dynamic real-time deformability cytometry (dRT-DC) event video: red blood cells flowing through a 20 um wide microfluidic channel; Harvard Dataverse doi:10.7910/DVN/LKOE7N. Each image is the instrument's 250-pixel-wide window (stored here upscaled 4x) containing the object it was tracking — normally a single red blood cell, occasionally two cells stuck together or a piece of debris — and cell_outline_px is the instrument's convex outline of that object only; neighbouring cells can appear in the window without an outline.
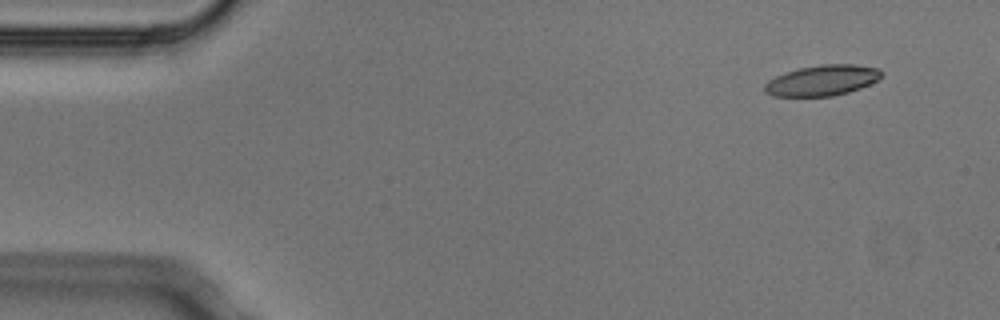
{"species": "Egyptian fruit bat (a non-hibernating species)", "species_latin": "Rousettus aegyptiacus", "temperature_condition": "cold", "stored_images_in_passage": 4, "camera_frame_rate_fps": 3000, "um_per_image_px": 0.085, "animal": {"sex": "male"}, "frame": {"image": 1, "passage_image": 1, "time_ms": 0.0, "image_size_px": [1000, 320], "cell_outline_px": [[884, 72], [876, 80], [860, 88], [848, 92], [832, 96], [772, 96], [764, 92], [764, 84], [768, 80], [776, 76], [800, 68], [820, 64], [856, 64], [880, 68]], "centroid_in_image_um": [69.89, 6.83], "position_along_channel_um": 15.1, "area_um2": 20.81}}
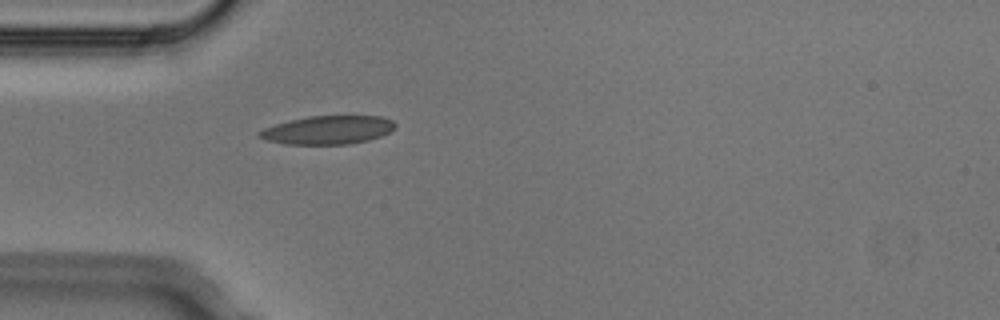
{"frame": {"image": 2, "passage_image": 4, "time_ms": 1.0, "image_size_px": [1000, 320], "cell_outline_px": [[396, 128], [392, 132], [368, 140], [348, 144], [284, 144], [268, 140], [256, 136], [256, 132], [264, 128], [276, 124], [308, 116], [380, 116], [392, 120], [396, 124]], "centroid_in_image_um": [27.89, 11.05], "position_along_channel_um": 57.1, "area_um2": 22.54}}